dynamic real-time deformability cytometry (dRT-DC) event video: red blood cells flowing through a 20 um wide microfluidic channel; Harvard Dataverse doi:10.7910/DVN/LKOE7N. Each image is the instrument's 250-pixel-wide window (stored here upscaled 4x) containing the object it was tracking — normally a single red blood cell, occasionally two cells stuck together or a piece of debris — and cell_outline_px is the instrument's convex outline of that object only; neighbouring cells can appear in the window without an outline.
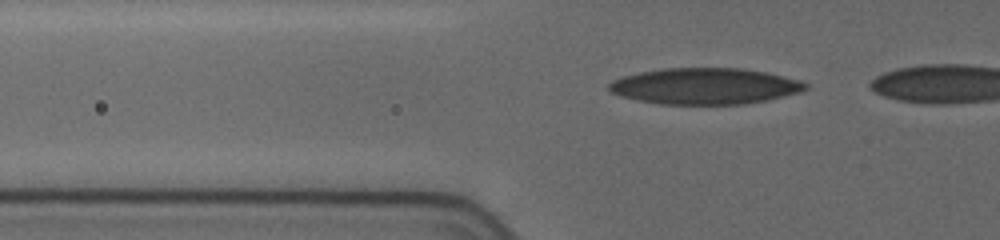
{"species": "human", "species_latin": "Homo sapiens", "temperature_condition": "cold", "stored_images_in_passage": 46, "camera_frame_rate_fps": 3000, "um_per_image_px": 0.085, "donor": {"sex": "female"}, "frame": {"image": 1, "passage_image": 16, "time_ms": 3.667, "image_size_px": [1000, 240], "cell_outline_px": [[808, 88], [800, 92], [764, 100], [740, 104], [660, 104], [620, 96], [612, 92], [608, 88], [608, 84], [612, 80], [620, 76], [660, 68], [740, 68], [764, 72], [800, 80], [808, 84]], "centroid_in_image_um": [59.87, 7.31], "position_along_channel_um": 65.9, "area_um2": 41.27}}
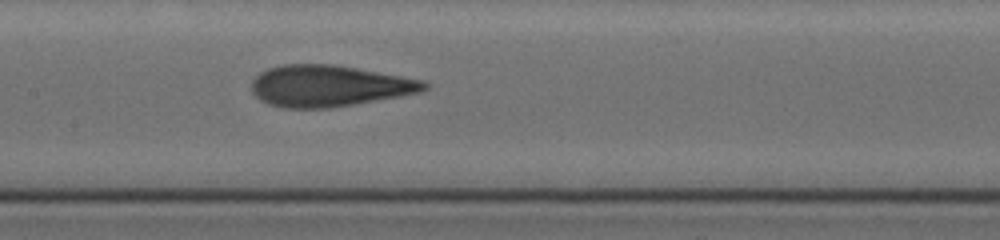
{"frame": {"image": 2, "passage_image": 28, "time_ms": 7.0, "image_size_px": [1000, 240], "cell_outline_px": [[428, 88], [420, 92], [400, 96], [328, 108], [288, 108], [272, 104], [260, 100], [252, 92], [252, 80], [260, 72], [268, 68], [284, 64], [332, 64], [356, 68], [424, 80], [428, 84]], "centroid_in_image_um": [27.96, 7.29], "position_along_channel_um": 179.4, "area_um2": 41.27}}
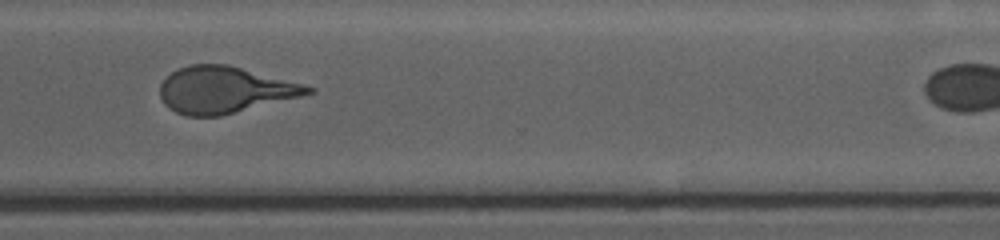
{"frame": {"image": 3, "passage_image": 45, "time_ms": 11.667, "image_size_px": [1000, 240], "cell_outline_px": [[316, 92], [220, 116], [188, 116], [176, 112], [168, 108], [164, 104], [160, 96], [160, 84], [172, 72], [180, 68], [192, 64], [228, 64], [304, 84], [316, 88]], "centroid_in_image_um": [19.09, 7.64], "position_along_channel_um": 351.5, "area_um2": 39.88}}